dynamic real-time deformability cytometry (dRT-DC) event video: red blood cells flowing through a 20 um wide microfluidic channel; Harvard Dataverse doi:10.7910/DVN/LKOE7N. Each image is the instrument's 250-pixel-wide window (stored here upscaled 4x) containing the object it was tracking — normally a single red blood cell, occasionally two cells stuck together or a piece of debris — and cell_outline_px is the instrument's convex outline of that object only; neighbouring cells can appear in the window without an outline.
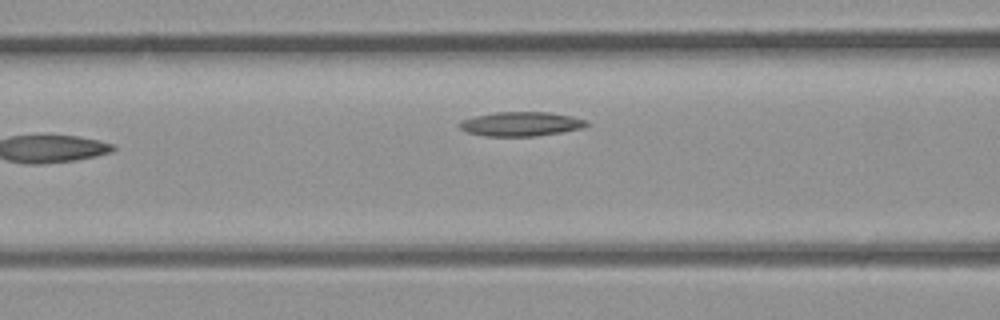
{"species": "common noctule bat (a hibernating species)", "species_latin": "Nyctalus noctula", "temperature_condition": "room temperature", "stored_images_in_passage": 4, "camera_frame_rate_fps": 3000, "um_per_image_px": 0.085, "animal": {"sex": "male", "body_mass_g": 23.1, "forearm_length_mm": 52.7}, "frame": {"image": 1, "passage_image": 3, "time_ms": 0.667, "image_size_px": [1000, 320], "cell_outline_px": [[588, 124], [584, 128], [536, 136], [484, 136], [468, 132], [460, 128], [456, 124], [460, 120], [476, 116], [496, 112], [548, 112], [572, 116], [588, 120]], "centroid_in_image_um": [44.28, 10.53], "position_along_channel_um": 122.3, "area_um2": 18.03}}